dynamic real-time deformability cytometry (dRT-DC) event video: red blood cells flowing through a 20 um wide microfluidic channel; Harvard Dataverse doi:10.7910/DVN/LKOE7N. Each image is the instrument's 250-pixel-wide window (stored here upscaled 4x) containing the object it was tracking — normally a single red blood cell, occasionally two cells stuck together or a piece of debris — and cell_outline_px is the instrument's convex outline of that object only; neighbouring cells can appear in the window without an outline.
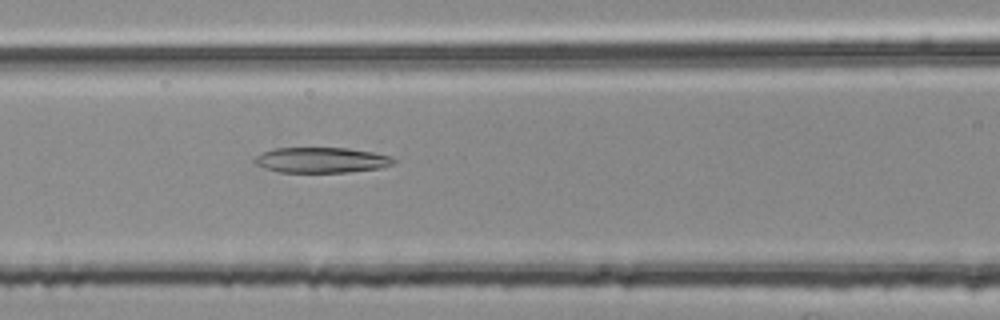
{"species": "common noctule bat (a hibernating species)", "species_latin": "Nyctalus noctula", "temperature_condition": "room temperature", "stored_images_in_passage": 54, "camera_frame_rate_fps": 3000, "um_per_image_px": 0.085, "animal": {"sex": "female", "body_mass_g": 25.1}, "frame": {"image": 1, "passage_image": 23, "time_ms": 7.333, "image_size_px": [1000, 320], "cell_outline_px": [[396, 160], [392, 164], [380, 168], [348, 172], [280, 172], [264, 168], [256, 164], [252, 160], [256, 156], [272, 148], [348, 148], [372, 152], [388, 156]], "centroid_in_image_um": [27.28, 13.6], "position_along_channel_um": 139.3, "area_um2": 20.46}}
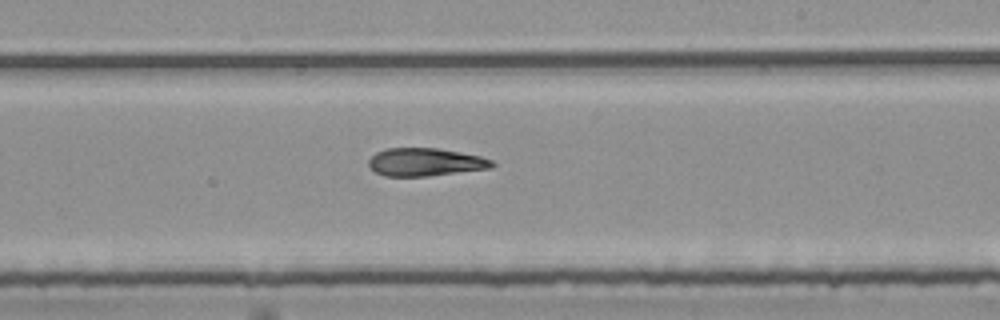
{"frame": {"image": 2, "passage_image": 32, "time_ms": 10.333, "image_size_px": [1000, 320], "cell_outline_px": [[496, 164], [492, 168], [428, 176], [384, 176], [376, 172], [368, 164], [368, 160], [376, 152], [384, 148], [440, 148], [480, 156], [492, 160]], "centroid_in_image_um": [36.16, 13.77], "position_along_channel_um": 252.8, "area_um2": 20.17}}
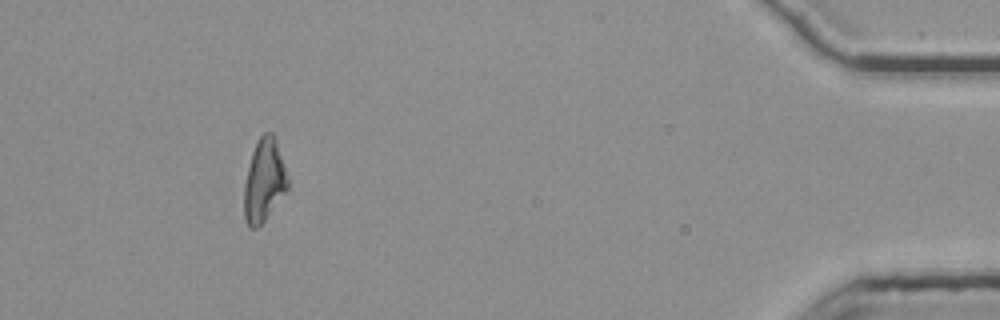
{"frame": {"image": 3, "passage_image": 50, "time_ms": 16.333, "image_size_px": [1000, 320], "cell_outline_px": [[288, 188], [264, 220], [256, 228], [248, 228], [244, 216], [244, 184], [252, 152], [260, 136], [264, 132], [272, 132], [276, 140], [288, 176]], "centroid_in_image_um": [22.44, 15.34], "position_along_channel_um": 412.8, "area_um2": 20.75}, "authors_computed_cell_mechanics": {"area_um2": 21.0681, "velocity_mm_per_s": 3.7927, "shape_relaxation_time_tau1_ms": null, "shape_relaxation_time_tau2_ms": 4.2957, "deformation_change_tau1": null, "deformation_change_tau2": 0.1687}}